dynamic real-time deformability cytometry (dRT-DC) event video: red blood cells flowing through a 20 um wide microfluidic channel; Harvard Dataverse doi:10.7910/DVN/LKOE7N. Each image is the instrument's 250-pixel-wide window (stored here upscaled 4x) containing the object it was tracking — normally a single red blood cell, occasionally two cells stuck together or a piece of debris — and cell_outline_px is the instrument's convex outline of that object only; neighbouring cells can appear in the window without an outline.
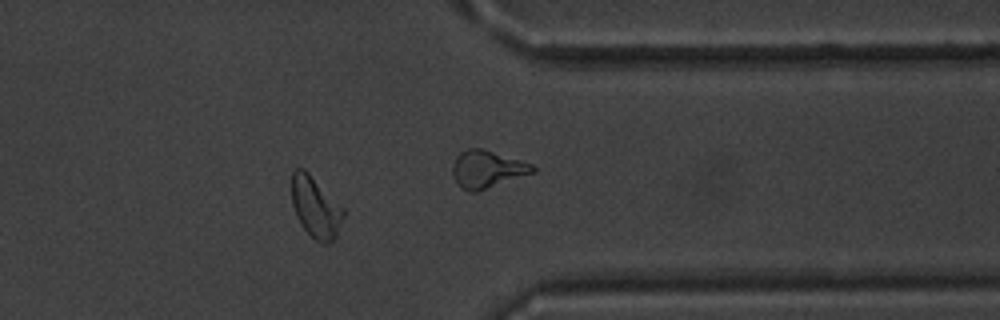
{"species": "common noctule bat (a hibernating species)", "species_latin": "Nyctalus noctula", "temperature_condition": "warm", "stored_images_in_passage": 37, "camera_frame_rate_fps": 3000, "um_per_image_px": 0.085, "animal": {"sex": "male", "body_mass_g": 20.1, "forearm_length_mm": 53.5}, "frame": {"image": 1, "passage_image": 27, "time_ms": 8.667, "image_size_px": [1000, 320], "cell_outline_px": [[344, 216], [336, 236], [328, 244], [324, 244], [316, 240], [300, 224], [296, 216], [292, 204], [292, 172], [296, 168], [304, 168], [344, 208]], "centroid_in_image_um": [26.82, 17.61], "position_along_channel_um": 384.6, "area_um2": 18.26}, "authors_computed_cell_mechanics": {"area_um2": 17.9758, "velocity_mm_per_s": 3.9652, "shape_relaxation_time_tau1_ms": 2.9266, "shape_relaxation_time_tau2_ms": 1.9677, "deformation_change_tau1": 0.1211, "deformation_change_tau2": 0.0829}}